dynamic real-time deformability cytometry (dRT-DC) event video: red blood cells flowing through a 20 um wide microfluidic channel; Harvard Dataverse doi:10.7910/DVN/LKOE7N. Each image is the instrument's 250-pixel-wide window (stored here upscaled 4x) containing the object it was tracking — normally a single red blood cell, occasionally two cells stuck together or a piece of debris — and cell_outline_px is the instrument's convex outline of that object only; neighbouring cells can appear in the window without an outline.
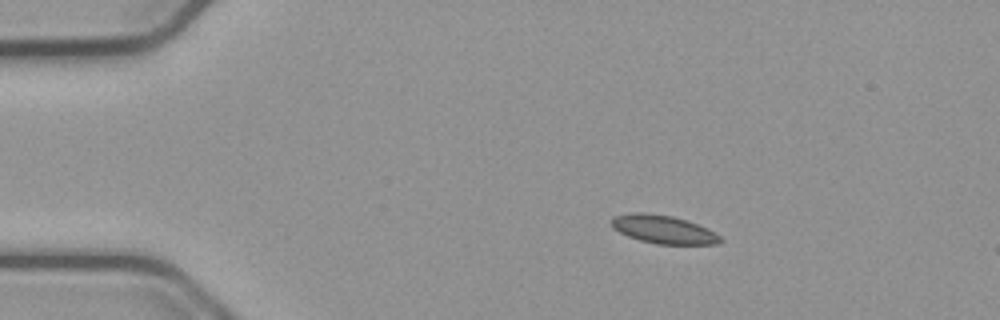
{"species": "common noctule bat (a hibernating species)", "species_latin": "Nyctalus noctula", "temperature_condition": "cold", "stored_images_in_passage": 16, "camera_frame_rate_fps": 3000, "um_per_image_px": 0.085, "animal": {"sex": "male", "body_mass_g": 23.1, "forearm_length_mm": 52.7}, "frame": {"image": 1, "passage_image": 10, "time_ms": 3.0, "image_size_px": [1000, 320], "cell_outline_px": [[724, 240], [720, 244], [656, 244], [640, 240], [628, 236], [612, 228], [612, 216], [632, 212], [644, 212], [672, 216], [708, 228], [720, 236]], "centroid_in_image_um": [56.38, 19.5], "position_along_channel_um": 28.6, "area_um2": 17.92}}